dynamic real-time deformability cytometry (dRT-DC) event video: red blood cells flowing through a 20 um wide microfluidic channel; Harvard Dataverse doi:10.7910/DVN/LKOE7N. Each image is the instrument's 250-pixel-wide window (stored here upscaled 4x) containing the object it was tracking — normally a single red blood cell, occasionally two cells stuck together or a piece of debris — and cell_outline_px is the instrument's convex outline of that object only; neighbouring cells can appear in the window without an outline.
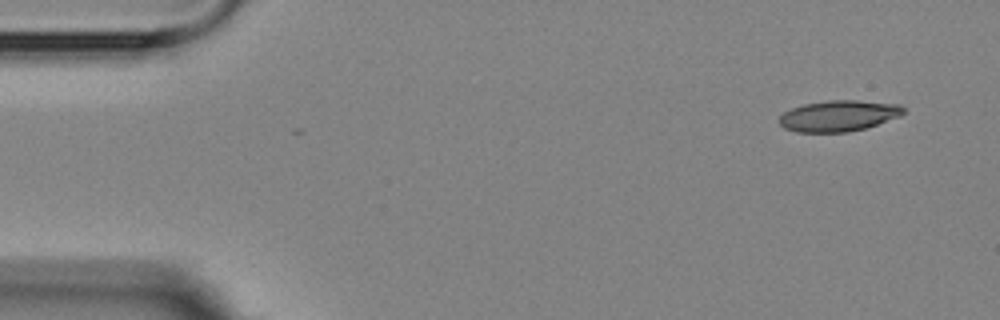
{"species": "Egyptian fruit bat (a non-hibernating species)", "species_latin": "Rousettus aegyptiacus", "temperature_condition": "room temperature", "stored_images_in_passage": 4, "camera_frame_rate_fps": 3000, "um_per_image_px": 0.085, "animal": {"sex": "female"}, "frame": {"image": 1, "passage_image": 1, "time_ms": 0.0, "image_size_px": [1000, 320], "cell_outline_px": [[904, 112], [900, 116], [864, 128], [848, 132], [796, 132], [784, 128], [776, 120], [784, 112], [792, 108], [804, 104], [828, 100], [856, 100], [900, 104], [904, 108]], "centroid_in_image_um": [71.25, 9.84], "position_along_channel_um": 13.8, "area_um2": 22.43}}
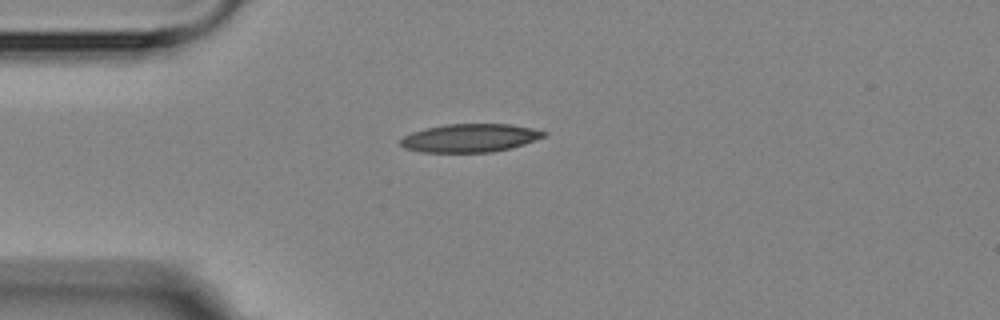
{"frame": {"image": 2, "passage_image": 4, "time_ms": 3.333, "image_size_px": [1000, 320], "cell_outline_px": [[548, 132], [544, 136], [524, 144], [512, 148], [492, 152], [420, 152], [404, 148], [400, 144], [400, 140], [404, 136], [412, 132], [424, 128], [444, 124], [512, 124], [532, 128]], "centroid_in_image_um": [39.93, 11.72], "position_along_channel_um": 45.1, "area_um2": 23.7}}